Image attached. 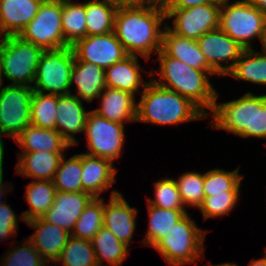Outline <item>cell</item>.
Wrapping results in <instances>:
<instances>
[{
    "instance_id": "obj_1",
    "label": "cell",
    "mask_w": 266,
    "mask_h": 266,
    "mask_svg": "<svg viewBox=\"0 0 266 266\" xmlns=\"http://www.w3.org/2000/svg\"><path fill=\"white\" fill-rule=\"evenodd\" d=\"M166 13L152 4L119 5L114 19V33L128 55L148 60L162 49Z\"/></svg>"
},
{
    "instance_id": "obj_2",
    "label": "cell",
    "mask_w": 266,
    "mask_h": 266,
    "mask_svg": "<svg viewBox=\"0 0 266 266\" xmlns=\"http://www.w3.org/2000/svg\"><path fill=\"white\" fill-rule=\"evenodd\" d=\"M157 58L160 62L159 70L150 73L151 80L162 88L188 98L209 117L210 113L206 109L211 111L219 96L210 83L212 75L169 56L163 49L157 53ZM155 75L159 77V81L155 79Z\"/></svg>"
},
{
    "instance_id": "obj_3",
    "label": "cell",
    "mask_w": 266,
    "mask_h": 266,
    "mask_svg": "<svg viewBox=\"0 0 266 266\" xmlns=\"http://www.w3.org/2000/svg\"><path fill=\"white\" fill-rule=\"evenodd\" d=\"M210 113L212 129H222L245 139H266V94L247 92L228 102L216 100Z\"/></svg>"
},
{
    "instance_id": "obj_4",
    "label": "cell",
    "mask_w": 266,
    "mask_h": 266,
    "mask_svg": "<svg viewBox=\"0 0 266 266\" xmlns=\"http://www.w3.org/2000/svg\"><path fill=\"white\" fill-rule=\"evenodd\" d=\"M141 91L136 108V122L166 126L207 118L191 100L158 86L152 80Z\"/></svg>"
},
{
    "instance_id": "obj_5",
    "label": "cell",
    "mask_w": 266,
    "mask_h": 266,
    "mask_svg": "<svg viewBox=\"0 0 266 266\" xmlns=\"http://www.w3.org/2000/svg\"><path fill=\"white\" fill-rule=\"evenodd\" d=\"M207 231L198 227L187 213L153 249L158 251L170 266L198 264L204 256Z\"/></svg>"
},
{
    "instance_id": "obj_6",
    "label": "cell",
    "mask_w": 266,
    "mask_h": 266,
    "mask_svg": "<svg viewBox=\"0 0 266 266\" xmlns=\"http://www.w3.org/2000/svg\"><path fill=\"white\" fill-rule=\"evenodd\" d=\"M265 27L266 17L247 0H221L219 28L245 49L253 48L251 39L262 44Z\"/></svg>"
},
{
    "instance_id": "obj_7",
    "label": "cell",
    "mask_w": 266,
    "mask_h": 266,
    "mask_svg": "<svg viewBox=\"0 0 266 266\" xmlns=\"http://www.w3.org/2000/svg\"><path fill=\"white\" fill-rule=\"evenodd\" d=\"M43 51L19 36H6L1 61L2 79L6 77L11 85L32 87Z\"/></svg>"
},
{
    "instance_id": "obj_8",
    "label": "cell",
    "mask_w": 266,
    "mask_h": 266,
    "mask_svg": "<svg viewBox=\"0 0 266 266\" xmlns=\"http://www.w3.org/2000/svg\"><path fill=\"white\" fill-rule=\"evenodd\" d=\"M75 55L72 47L44 50L36 70L34 91L47 94H70V78Z\"/></svg>"
},
{
    "instance_id": "obj_9",
    "label": "cell",
    "mask_w": 266,
    "mask_h": 266,
    "mask_svg": "<svg viewBox=\"0 0 266 266\" xmlns=\"http://www.w3.org/2000/svg\"><path fill=\"white\" fill-rule=\"evenodd\" d=\"M62 0H44L33 20L18 35L43 50L69 46L64 39L61 24Z\"/></svg>"
},
{
    "instance_id": "obj_10",
    "label": "cell",
    "mask_w": 266,
    "mask_h": 266,
    "mask_svg": "<svg viewBox=\"0 0 266 266\" xmlns=\"http://www.w3.org/2000/svg\"><path fill=\"white\" fill-rule=\"evenodd\" d=\"M84 132L88 141V152L85 154L101 157L112 163L122 155L126 137L124 124L109 121L90 110Z\"/></svg>"
},
{
    "instance_id": "obj_11",
    "label": "cell",
    "mask_w": 266,
    "mask_h": 266,
    "mask_svg": "<svg viewBox=\"0 0 266 266\" xmlns=\"http://www.w3.org/2000/svg\"><path fill=\"white\" fill-rule=\"evenodd\" d=\"M0 85V130L15 139L31 124L30 106L33 88L25 85Z\"/></svg>"
},
{
    "instance_id": "obj_12",
    "label": "cell",
    "mask_w": 266,
    "mask_h": 266,
    "mask_svg": "<svg viewBox=\"0 0 266 266\" xmlns=\"http://www.w3.org/2000/svg\"><path fill=\"white\" fill-rule=\"evenodd\" d=\"M221 3L200 4L187 9H163L166 18L173 19L167 27L176 35L198 40L207 32L219 28Z\"/></svg>"
},
{
    "instance_id": "obj_13",
    "label": "cell",
    "mask_w": 266,
    "mask_h": 266,
    "mask_svg": "<svg viewBox=\"0 0 266 266\" xmlns=\"http://www.w3.org/2000/svg\"><path fill=\"white\" fill-rule=\"evenodd\" d=\"M71 47L75 55L74 61H86L104 70L128 56L114 32L86 36Z\"/></svg>"
},
{
    "instance_id": "obj_14",
    "label": "cell",
    "mask_w": 266,
    "mask_h": 266,
    "mask_svg": "<svg viewBox=\"0 0 266 266\" xmlns=\"http://www.w3.org/2000/svg\"><path fill=\"white\" fill-rule=\"evenodd\" d=\"M196 41L208 64L220 76L227 75L245 49L220 28L205 33Z\"/></svg>"
},
{
    "instance_id": "obj_15",
    "label": "cell",
    "mask_w": 266,
    "mask_h": 266,
    "mask_svg": "<svg viewBox=\"0 0 266 266\" xmlns=\"http://www.w3.org/2000/svg\"><path fill=\"white\" fill-rule=\"evenodd\" d=\"M137 212L138 209L131 207L122 193L113 190L109 202H104L103 226L129 246L136 230Z\"/></svg>"
},
{
    "instance_id": "obj_16",
    "label": "cell",
    "mask_w": 266,
    "mask_h": 266,
    "mask_svg": "<svg viewBox=\"0 0 266 266\" xmlns=\"http://www.w3.org/2000/svg\"><path fill=\"white\" fill-rule=\"evenodd\" d=\"M92 199L90 194L83 191H56L53 205L41 218L71 233L76 221Z\"/></svg>"
},
{
    "instance_id": "obj_17",
    "label": "cell",
    "mask_w": 266,
    "mask_h": 266,
    "mask_svg": "<svg viewBox=\"0 0 266 266\" xmlns=\"http://www.w3.org/2000/svg\"><path fill=\"white\" fill-rule=\"evenodd\" d=\"M82 102L72 93L58 95L55 129L70 146L80 143L74 134L84 132L90 112L85 110Z\"/></svg>"
},
{
    "instance_id": "obj_18",
    "label": "cell",
    "mask_w": 266,
    "mask_h": 266,
    "mask_svg": "<svg viewBox=\"0 0 266 266\" xmlns=\"http://www.w3.org/2000/svg\"><path fill=\"white\" fill-rule=\"evenodd\" d=\"M25 223L31 228H35L34 233L27 236V239L46 262L51 261L54 263L71 237V233L59 226L48 223L42 218L33 219Z\"/></svg>"
},
{
    "instance_id": "obj_19",
    "label": "cell",
    "mask_w": 266,
    "mask_h": 266,
    "mask_svg": "<svg viewBox=\"0 0 266 266\" xmlns=\"http://www.w3.org/2000/svg\"><path fill=\"white\" fill-rule=\"evenodd\" d=\"M117 171L111 161L82 153L83 192L90 194L93 198H100V194L111 188L116 181Z\"/></svg>"
},
{
    "instance_id": "obj_20",
    "label": "cell",
    "mask_w": 266,
    "mask_h": 266,
    "mask_svg": "<svg viewBox=\"0 0 266 266\" xmlns=\"http://www.w3.org/2000/svg\"><path fill=\"white\" fill-rule=\"evenodd\" d=\"M44 0H0V34L18 36L39 11Z\"/></svg>"
},
{
    "instance_id": "obj_21",
    "label": "cell",
    "mask_w": 266,
    "mask_h": 266,
    "mask_svg": "<svg viewBox=\"0 0 266 266\" xmlns=\"http://www.w3.org/2000/svg\"><path fill=\"white\" fill-rule=\"evenodd\" d=\"M98 99L101 100L100 107L93 111L101 117L122 124L136 122L137 102L135 95L123 90L106 87Z\"/></svg>"
},
{
    "instance_id": "obj_22",
    "label": "cell",
    "mask_w": 266,
    "mask_h": 266,
    "mask_svg": "<svg viewBox=\"0 0 266 266\" xmlns=\"http://www.w3.org/2000/svg\"><path fill=\"white\" fill-rule=\"evenodd\" d=\"M162 49L169 55L187 65L207 71L212 76H220L207 62L196 40L181 37L173 33L167 25L164 27Z\"/></svg>"
},
{
    "instance_id": "obj_23",
    "label": "cell",
    "mask_w": 266,
    "mask_h": 266,
    "mask_svg": "<svg viewBox=\"0 0 266 266\" xmlns=\"http://www.w3.org/2000/svg\"><path fill=\"white\" fill-rule=\"evenodd\" d=\"M75 85L77 94H73L87 102L98 99L102 91L107 87L105 70L86 61H74L71 71L70 88Z\"/></svg>"
},
{
    "instance_id": "obj_24",
    "label": "cell",
    "mask_w": 266,
    "mask_h": 266,
    "mask_svg": "<svg viewBox=\"0 0 266 266\" xmlns=\"http://www.w3.org/2000/svg\"><path fill=\"white\" fill-rule=\"evenodd\" d=\"M16 174L34 180L53 181L64 152L17 153Z\"/></svg>"
},
{
    "instance_id": "obj_25",
    "label": "cell",
    "mask_w": 266,
    "mask_h": 266,
    "mask_svg": "<svg viewBox=\"0 0 266 266\" xmlns=\"http://www.w3.org/2000/svg\"><path fill=\"white\" fill-rule=\"evenodd\" d=\"M139 56L128 55L105 69L106 86L123 90L135 95L141 86L143 89L149 81L143 80L141 70L144 68L138 63ZM141 69V70H140Z\"/></svg>"
},
{
    "instance_id": "obj_26",
    "label": "cell",
    "mask_w": 266,
    "mask_h": 266,
    "mask_svg": "<svg viewBox=\"0 0 266 266\" xmlns=\"http://www.w3.org/2000/svg\"><path fill=\"white\" fill-rule=\"evenodd\" d=\"M14 141L24 150L18 153L37 151L64 152L71 146L56 129H45L28 125Z\"/></svg>"
},
{
    "instance_id": "obj_27",
    "label": "cell",
    "mask_w": 266,
    "mask_h": 266,
    "mask_svg": "<svg viewBox=\"0 0 266 266\" xmlns=\"http://www.w3.org/2000/svg\"><path fill=\"white\" fill-rule=\"evenodd\" d=\"M25 191L26 202L30 209L19 216L24 222L41 218L53 205L56 188L53 181L33 180L28 183Z\"/></svg>"
},
{
    "instance_id": "obj_28",
    "label": "cell",
    "mask_w": 266,
    "mask_h": 266,
    "mask_svg": "<svg viewBox=\"0 0 266 266\" xmlns=\"http://www.w3.org/2000/svg\"><path fill=\"white\" fill-rule=\"evenodd\" d=\"M227 76L257 85H266V51L244 49Z\"/></svg>"
},
{
    "instance_id": "obj_29",
    "label": "cell",
    "mask_w": 266,
    "mask_h": 266,
    "mask_svg": "<svg viewBox=\"0 0 266 266\" xmlns=\"http://www.w3.org/2000/svg\"><path fill=\"white\" fill-rule=\"evenodd\" d=\"M119 5L109 0L85 2L87 36L102 35L114 31V19Z\"/></svg>"
},
{
    "instance_id": "obj_30",
    "label": "cell",
    "mask_w": 266,
    "mask_h": 266,
    "mask_svg": "<svg viewBox=\"0 0 266 266\" xmlns=\"http://www.w3.org/2000/svg\"><path fill=\"white\" fill-rule=\"evenodd\" d=\"M96 254L98 266H122L129 254V247L118 240L115 235L104 226L91 240ZM107 263L104 265L103 263Z\"/></svg>"
},
{
    "instance_id": "obj_31",
    "label": "cell",
    "mask_w": 266,
    "mask_h": 266,
    "mask_svg": "<svg viewBox=\"0 0 266 266\" xmlns=\"http://www.w3.org/2000/svg\"><path fill=\"white\" fill-rule=\"evenodd\" d=\"M149 222L142 245L153 247L186 214V209H162L148 205Z\"/></svg>"
},
{
    "instance_id": "obj_32",
    "label": "cell",
    "mask_w": 266,
    "mask_h": 266,
    "mask_svg": "<svg viewBox=\"0 0 266 266\" xmlns=\"http://www.w3.org/2000/svg\"><path fill=\"white\" fill-rule=\"evenodd\" d=\"M61 24L65 42L72 46L79 39L87 36L85 2L62 0Z\"/></svg>"
},
{
    "instance_id": "obj_33",
    "label": "cell",
    "mask_w": 266,
    "mask_h": 266,
    "mask_svg": "<svg viewBox=\"0 0 266 266\" xmlns=\"http://www.w3.org/2000/svg\"><path fill=\"white\" fill-rule=\"evenodd\" d=\"M104 198H93L75 223L71 236L91 241L103 227Z\"/></svg>"
},
{
    "instance_id": "obj_34",
    "label": "cell",
    "mask_w": 266,
    "mask_h": 266,
    "mask_svg": "<svg viewBox=\"0 0 266 266\" xmlns=\"http://www.w3.org/2000/svg\"><path fill=\"white\" fill-rule=\"evenodd\" d=\"M81 173H82V153L75 154L69 159H66V155L64 154L53 179L56 191L59 192L83 191Z\"/></svg>"
},
{
    "instance_id": "obj_35",
    "label": "cell",
    "mask_w": 266,
    "mask_h": 266,
    "mask_svg": "<svg viewBox=\"0 0 266 266\" xmlns=\"http://www.w3.org/2000/svg\"><path fill=\"white\" fill-rule=\"evenodd\" d=\"M58 95L33 91L31 96V125L55 129Z\"/></svg>"
},
{
    "instance_id": "obj_36",
    "label": "cell",
    "mask_w": 266,
    "mask_h": 266,
    "mask_svg": "<svg viewBox=\"0 0 266 266\" xmlns=\"http://www.w3.org/2000/svg\"><path fill=\"white\" fill-rule=\"evenodd\" d=\"M55 263H62V266H98L91 241L72 236L54 262L57 266Z\"/></svg>"
},
{
    "instance_id": "obj_37",
    "label": "cell",
    "mask_w": 266,
    "mask_h": 266,
    "mask_svg": "<svg viewBox=\"0 0 266 266\" xmlns=\"http://www.w3.org/2000/svg\"><path fill=\"white\" fill-rule=\"evenodd\" d=\"M243 175L239 174V167L233 171L215 168L204 173V195L225 194V191H240Z\"/></svg>"
},
{
    "instance_id": "obj_38",
    "label": "cell",
    "mask_w": 266,
    "mask_h": 266,
    "mask_svg": "<svg viewBox=\"0 0 266 266\" xmlns=\"http://www.w3.org/2000/svg\"><path fill=\"white\" fill-rule=\"evenodd\" d=\"M184 206L199 208L204 201V174L196 172L183 173L175 179Z\"/></svg>"
},
{
    "instance_id": "obj_39",
    "label": "cell",
    "mask_w": 266,
    "mask_h": 266,
    "mask_svg": "<svg viewBox=\"0 0 266 266\" xmlns=\"http://www.w3.org/2000/svg\"><path fill=\"white\" fill-rule=\"evenodd\" d=\"M154 186V199L146 198L148 205L162 209H185L175 179L163 178L155 181Z\"/></svg>"
},
{
    "instance_id": "obj_40",
    "label": "cell",
    "mask_w": 266,
    "mask_h": 266,
    "mask_svg": "<svg viewBox=\"0 0 266 266\" xmlns=\"http://www.w3.org/2000/svg\"><path fill=\"white\" fill-rule=\"evenodd\" d=\"M239 195L240 191H225V194L204 197L202 205L198 208L202 212L203 220L230 213L235 208Z\"/></svg>"
},
{
    "instance_id": "obj_41",
    "label": "cell",
    "mask_w": 266,
    "mask_h": 266,
    "mask_svg": "<svg viewBox=\"0 0 266 266\" xmlns=\"http://www.w3.org/2000/svg\"><path fill=\"white\" fill-rule=\"evenodd\" d=\"M23 246H14L5 252L1 266H46L48 263L41 257L33 244L26 238Z\"/></svg>"
},
{
    "instance_id": "obj_42",
    "label": "cell",
    "mask_w": 266,
    "mask_h": 266,
    "mask_svg": "<svg viewBox=\"0 0 266 266\" xmlns=\"http://www.w3.org/2000/svg\"><path fill=\"white\" fill-rule=\"evenodd\" d=\"M19 221L18 216L7 203L0 204V241L8 240L14 235L16 237Z\"/></svg>"
},
{
    "instance_id": "obj_43",
    "label": "cell",
    "mask_w": 266,
    "mask_h": 266,
    "mask_svg": "<svg viewBox=\"0 0 266 266\" xmlns=\"http://www.w3.org/2000/svg\"><path fill=\"white\" fill-rule=\"evenodd\" d=\"M221 3V0H169L163 9H187L200 4Z\"/></svg>"
},
{
    "instance_id": "obj_44",
    "label": "cell",
    "mask_w": 266,
    "mask_h": 266,
    "mask_svg": "<svg viewBox=\"0 0 266 266\" xmlns=\"http://www.w3.org/2000/svg\"><path fill=\"white\" fill-rule=\"evenodd\" d=\"M266 17V0H247Z\"/></svg>"
},
{
    "instance_id": "obj_45",
    "label": "cell",
    "mask_w": 266,
    "mask_h": 266,
    "mask_svg": "<svg viewBox=\"0 0 266 266\" xmlns=\"http://www.w3.org/2000/svg\"><path fill=\"white\" fill-rule=\"evenodd\" d=\"M5 136V134L2 133V131L0 130V175H3V158H4V143H3V139L2 136Z\"/></svg>"
},
{
    "instance_id": "obj_46",
    "label": "cell",
    "mask_w": 266,
    "mask_h": 266,
    "mask_svg": "<svg viewBox=\"0 0 266 266\" xmlns=\"http://www.w3.org/2000/svg\"><path fill=\"white\" fill-rule=\"evenodd\" d=\"M118 5H138L141 4V0H109Z\"/></svg>"
},
{
    "instance_id": "obj_47",
    "label": "cell",
    "mask_w": 266,
    "mask_h": 266,
    "mask_svg": "<svg viewBox=\"0 0 266 266\" xmlns=\"http://www.w3.org/2000/svg\"><path fill=\"white\" fill-rule=\"evenodd\" d=\"M0 39H1L0 40V85H1L4 83L3 82L4 80L2 79L1 61H2V51H3V46H4L6 36L0 34Z\"/></svg>"
},
{
    "instance_id": "obj_48",
    "label": "cell",
    "mask_w": 266,
    "mask_h": 266,
    "mask_svg": "<svg viewBox=\"0 0 266 266\" xmlns=\"http://www.w3.org/2000/svg\"><path fill=\"white\" fill-rule=\"evenodd\" d=\"M169 0H141V4H152L163 7Z\"/></svg>"
},
{
    "instance_id": "obj_49",
    "label": "cell",
    "mask_w": 266,
    "mask_h": 266,
    "mask_svg": "<svg viewBox=\"0 0 266 266\" xmlns=\"http://www.w3.org/2000/svg\"><path fill=\"white\" fill-rule=\"evenodd\" d=\"M248 266H266V258L252 259Z\"/></svg>"
},
{
    "instance_id": "obj_50",
    "label": "cell",
    "mask_w": 266,
    "mask_h": 266,
    "mask_svg": "<svg viewBox=\"0 0 266 266\" xmlns=\"http://www.w3.org/2000/svg\"><path fill=\"white\" fill-rule=\"evenodd\" d=\"M3 177H4L3 175H0V197L4 196L5 194L7 195V193H6L7 187H6V183H5V185L3 183ZM2 203H5V202L4 201L2 202L0 200V204H2Z\"/></svg>"
},
{
    "instance_id": "obj_51",
    "label": "cell",
    "mask_w": 266,
    "mask_h": 266,
    "mask_svg": "<svg viewBox=\"0 0 266 266\" xmlns=\"http://www.w3.org/2000/svg\"><path fill=\"white\" fill-rule=\"evenodd\" d=\"M204 266H238V265L235 263H231V262H225V263H221L219 265H213V264L210 265V263H209V265L205 264Z\"/></svg>"
},
{
    "instance_id": "obj_52",
    "label": "cell",
    "mask_w": 266,
    "mask_h": 266,
    "mask_svg": "<svg viewBox=\"0 0 266 266\" xmlns=\"http://www.w3.org/2000/svg\"><path fill=\"white\" fill-rule=\"evenodd\" d=\"M262 50L266 51V27H265L264 38L262 41Z\"/></svg>"
}]
</instances>
